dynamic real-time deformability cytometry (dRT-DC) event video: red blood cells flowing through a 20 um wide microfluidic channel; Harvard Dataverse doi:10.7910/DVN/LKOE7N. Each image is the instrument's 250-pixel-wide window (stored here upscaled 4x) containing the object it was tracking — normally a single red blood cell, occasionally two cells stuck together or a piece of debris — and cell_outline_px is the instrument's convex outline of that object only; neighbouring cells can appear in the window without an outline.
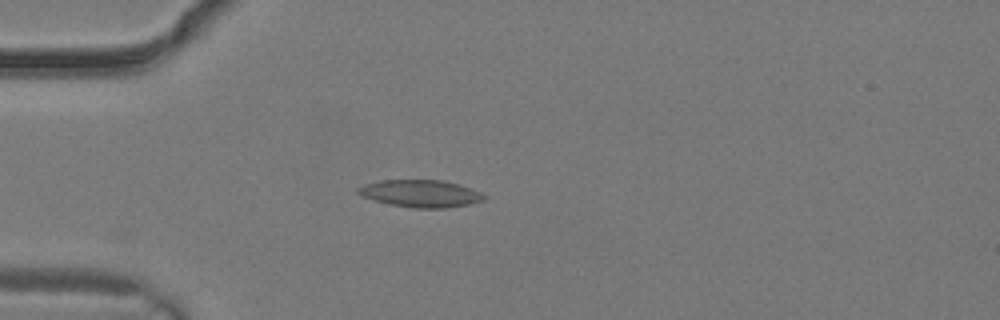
{"species": "common noctule bat (a hibernating species)", "species_latin": "Nyctalus noctula", "temperature_condition": "warm", "stored_images_in_passage": 2, "camera_frame_rate_fps": 3000, "um_per_image_px": 0.085, "animal": {"sex": "male", "body_mass_g": 19.2, "forearm_length_mm": 51.8}, "frame": {"image": 1, "passage_image": 2, "time_ms": 0.333, "image_size_px": [1000, 320], "cell_outline_px": [[488, 196], [484, 200], [468, 204], [448, 208], [416, 208], [388, 204], [360, 196], [356, 192], [356, 188], [364, 184], [384, 180], [444, 180], [460, 184], [472, 188]], "centroid_in_image_um": [35.76, 16.45], "position_along_channel_um": 49.2, "area_um2": 20.23}}